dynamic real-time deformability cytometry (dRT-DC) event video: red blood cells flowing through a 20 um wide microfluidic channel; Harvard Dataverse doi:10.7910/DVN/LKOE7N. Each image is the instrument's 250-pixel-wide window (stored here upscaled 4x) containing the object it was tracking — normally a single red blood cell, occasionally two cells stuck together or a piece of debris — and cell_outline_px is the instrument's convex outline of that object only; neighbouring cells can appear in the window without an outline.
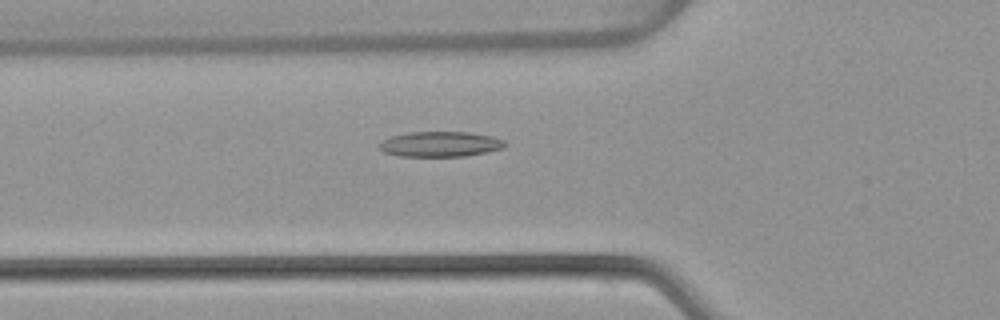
{"species": "common noctule bat (a hibernating species)", "species_latin": "Nyctalus noctula", "temperature_condition": "warm", "stored_images_in_passage": 53, "camera_frame_rate_fps": 3000, "um_per_image_px": 0.085, "animal": {"sex": "female", "body_mass_g": 22.7, "forearm_length_mm": 54.2}, "frame": {"image": 1, "passage_image": 19, "time_ms": 6.0, "image_size_px": [1000, 320], "cell_outline_px": [[508, 144], [504, 148], [488, 152], [464, 156], [396, 156], [384, 152], [376, 144], [392, 136], [408, 132], [468, 132], [492, 136], [504, 140]], "centroid_in_image_um": [37.44, 12.25], "position_along_channel_um": 88.4, "area_um2": 18.61}}
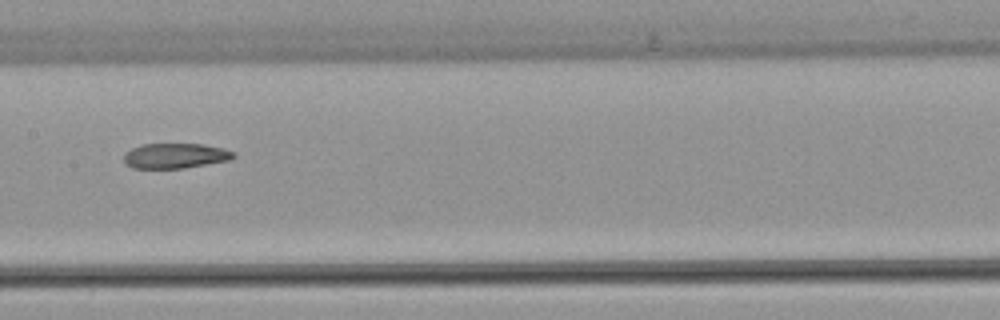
{"frame": {"image": 2, "passage_image": 27, "time_ms": 8.667, "image_size_px": [1000, 320], "cell_outline_px": [[236, 156], [232, 160], [184, 168], [132, 168], [124, 164], [124, 152], [132, 148], [144, 144], [204, 144], [224, 148], [236, 152]], "centroid_in_image_um": [14.93, 13.24], "position_along_channel_um": 192.5, "area_um2": 16.3}}
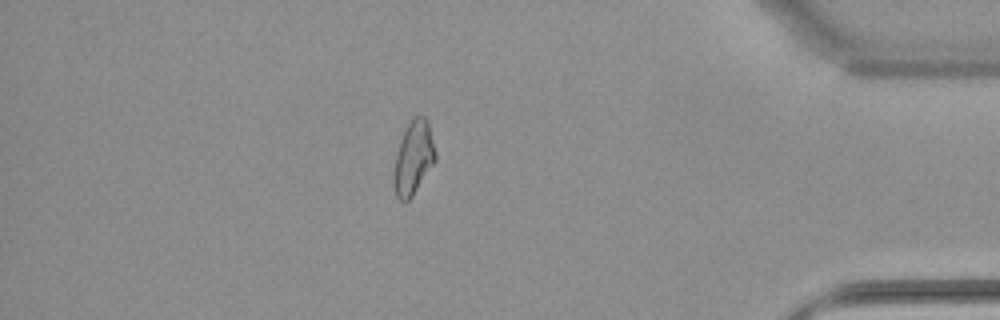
{"frame": {"image": 3, "passage_image": 46, "time_ms": 15.0, "image_size_px": [1000, 320], "cell_outline_px": [[436, 160], [412, 196], [404, 204], [396, 196], [392, 180], [392, 172], [396, 152], [400, 140], [412, 116], [424, 116], [428, 120], [436, 152]], "centroid_in_image_um": [35.12, 13.43], "position_along_channel_um": 400.1, "area_um2": 18.09}, "authors_computed_cell_mechanics": {"area_um2": 18.1492, "velocity_mm_per_s": 3.8882, "shape_relaxation_time_tau1_ms": null, "shape_relaxation_time_tau2_ms": 6.1172, "deformation_change_tau1": null, "deformation_change_tau2": 0.1539}}